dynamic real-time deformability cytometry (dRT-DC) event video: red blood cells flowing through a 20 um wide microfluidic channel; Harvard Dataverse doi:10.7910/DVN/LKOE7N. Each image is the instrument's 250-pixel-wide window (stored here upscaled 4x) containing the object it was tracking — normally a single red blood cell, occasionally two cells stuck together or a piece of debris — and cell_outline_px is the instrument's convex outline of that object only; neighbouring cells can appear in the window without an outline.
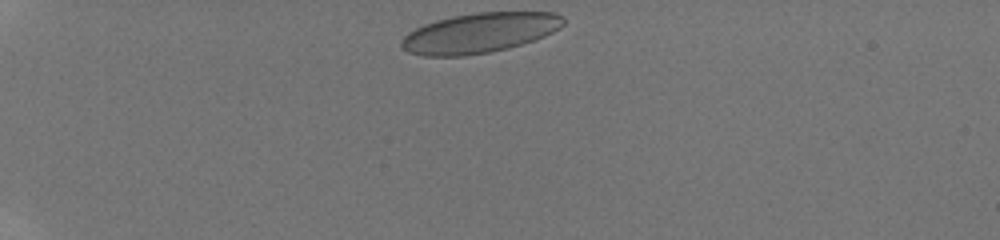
{"species": "human", "species_latin": "Homo sapiens", "temperature_condition": "room temperature", "stored_images_in_passage": 32, "camera_frame_rate_fps": 3000, "um_per_image_px": 0.085, "donor": {"sex": "male"}, "frame": {"image": 1, "passage_image": 1, "time_ms": 0.0, "image_size_px": [1000, 240], "cell_outline_px": [[564, 24], [560, 28], [544, 36], [508, 48], [488, 52], [464, 56], [424, 56], [408, 52], [400, 44], [400, 40], [408, 32], [424, 24], [436, 20], [452, 16], [476, 12], [552, 12], [564, 16]], "centroid_in_image_um": [40.75, 2.79], "position_along_channel_um": 44.3, "area_um2": 37.63}}
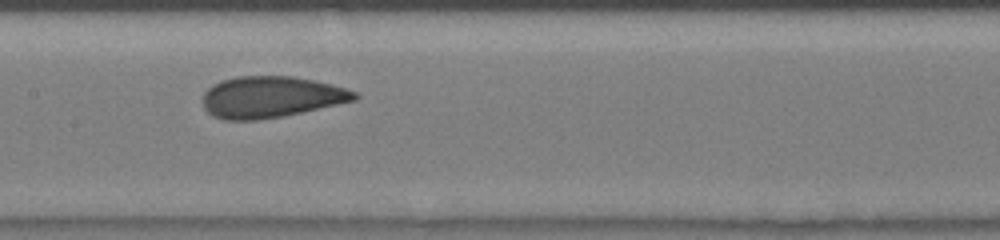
{"frame": {"image": 2, "passage_image": 15, "time_ms": 5.0, "image_size_px": [1000, 240], "cell_outline_px": [[360, 96], [356, 100], [300, 112], [280, 116], [256, 120], [224, 120], [212, 116], [204, 108], [204, 92], [212, 84], [220, 80], [236, 76], [292, 76], [312, 80], [344, 88], [356, 92]], "centroid_in_image_um": [22.98, 8.24], "position_along_channel_um": 184.4, "area_um2": 36.3}}
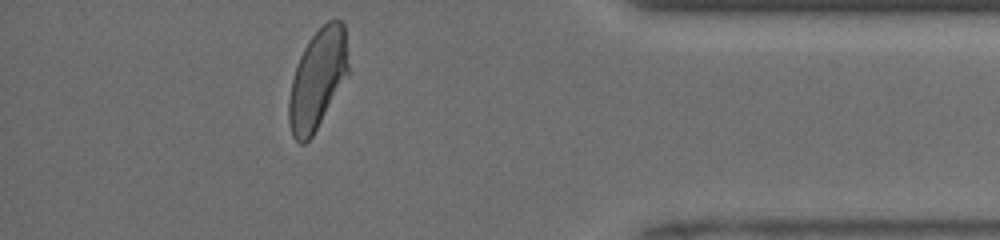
{"frame": {"image": 3, "passage_image": 30, "time_ms": 11.0, "image_size_px": [1000, 240], "cell_outline_px": [[348, 72], [312, 136], [304, 144], [300, 144], [292, 136], [288, 120], [288, 100], [292, 80], [300, 56], [308, 40], [328, 20], [340, 20], [344, 24], [348, 64]], "centroid_in_image_um": [26.96, 6.74], "position_along_channel_um": 408.2, "area_um2": 33.81}, "authors_computed_cell_mechanics": {"area_um2": 36.3562, "velocity_mm_per_s": 4.1197, "shape_relaxation_time_tau1_ms": 4.8395, "shape_relaxation_time_tau2_ms": null, "deformation_change_tau1": 0.1529, "deformation_change_tau2": null}}